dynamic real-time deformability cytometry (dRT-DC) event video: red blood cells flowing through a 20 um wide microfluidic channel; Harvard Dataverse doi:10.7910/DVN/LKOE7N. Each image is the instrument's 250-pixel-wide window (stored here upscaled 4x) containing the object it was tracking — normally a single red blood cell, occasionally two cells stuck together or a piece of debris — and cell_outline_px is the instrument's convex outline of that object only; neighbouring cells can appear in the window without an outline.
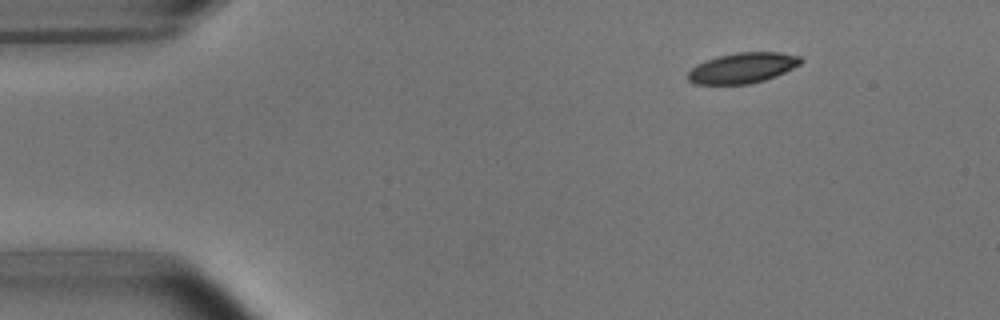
{"species": "common noctule bat (a hibernating species)", "species_latin": "Nyctalus noctula", "temperature_condition": "room temperature", "stored_images_in_passage": 3, "camera_frame_rate_fps": 3000, "um_per_image_px": 0.085, "animal": {"sex": "male", "body_mass_g": 15.6}, "frame": {"image": 1, "passage_image": 1, "time_ms": 0.0, "image_size_px": [1000, 320], "cell_outline_px": [[804, 60], [800, 64], [776, 76], [764, 80], [748, 84], [696, 84], [688, 80], [688, 72], [696, 64], [716, 56], [736, 52], [780, 52], [800, 56]], "centroid_in_image_um": [63.12, 5.76], "position_along_channel_um": 21.9, "area_um2": 20.06}}